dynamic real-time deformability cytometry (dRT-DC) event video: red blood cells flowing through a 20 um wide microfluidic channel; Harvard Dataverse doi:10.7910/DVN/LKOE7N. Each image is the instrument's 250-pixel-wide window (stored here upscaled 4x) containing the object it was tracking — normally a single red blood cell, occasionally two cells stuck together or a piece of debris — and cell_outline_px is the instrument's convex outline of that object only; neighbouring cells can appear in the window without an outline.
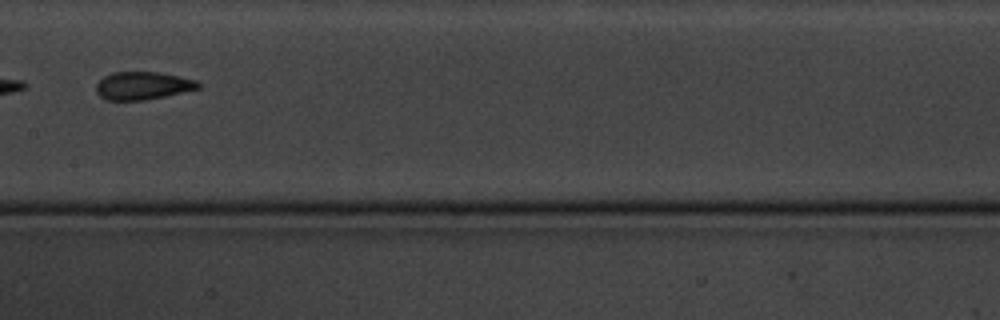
{"species": "common noctule bat (a hibernating species)", "species_latin": "Nyctalus noctula", "temperature_condition": "cold", "stored_images_in_passage": 17, "camera_frame_rate_fps": 3000, "um_per_image_px": 0.085, "animal": {"sex": "male", "body_mass_g": 20.1, "forearm_length_mm": 53.5}, "frame": {"image": 1, "passage_image": 10, "time_ms": 11.0, "image_size_px": [1000, 320], "cell_outline_px": [[200, 88], [164, 96], [144, 100], [108, 100], [100, 96], [96, 92], [96, 84], [104, 76], [112, 72], [160, 72], [196, 80], [200, 84]], "centroid_in_image_um": [12.11, 7.27], "position_along_channel_um": 195.3, "area_um2": 16.47}}
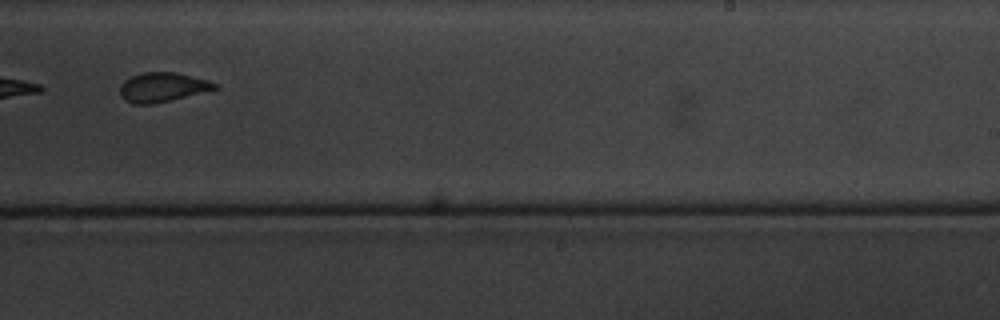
{"frame": {"image": 2, "passage_image": 12, "time_ms": 13.333, "image_size_px": [1000, 320], "cell_outline_px": [[220, 88], [172, 100], [152, 104], [132, 104], [124, 100], [120, 92], [120, 84], [124, 80], [132, 76], [144, 72], [176, 72], [204, 80], [216, 84]], "centroid_in_image_um": [13.77, 7.42], "position_along_channel_um": 275.2, "area_um2": 16.13}, "authors_computed_cell_mechanics": {"area_um2": 17.3978, "velocity_mm_per_s": 3.4262, "shape_relaxation_time_tau1_ms": 10.2421, "shape_relaxation_time_tau2_ms": 2.6679, "deformation_change_tau1": 0.2705, "deformation_change_tau2": 0.081}}